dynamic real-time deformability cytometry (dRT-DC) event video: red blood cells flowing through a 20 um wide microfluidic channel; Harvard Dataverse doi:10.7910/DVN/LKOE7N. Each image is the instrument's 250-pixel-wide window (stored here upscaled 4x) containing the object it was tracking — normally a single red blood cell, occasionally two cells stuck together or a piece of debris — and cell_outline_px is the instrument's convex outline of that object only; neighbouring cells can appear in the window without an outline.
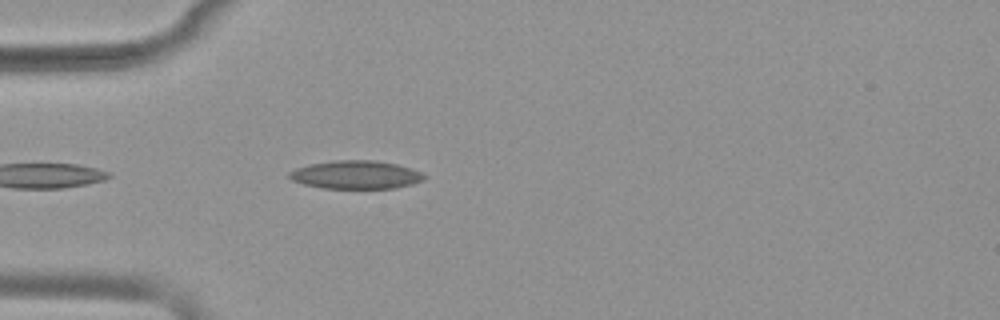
{"species": "common noctule bat (a hibernating species)", "species_latin": "Nyctalus noctula", "temperature_condition": "warm", "stored_images_in_passage": 17, "camera_frame_rate_fps": 3000, "um_per_image_px": 0.085, "animal": {"sex": "female", "body_mass_g": 19.9}, "frame": {"image": 1, "passage_image": 3, "time_ms": 0.667, "image_size_px": [1000, 320], "cell_outline_px": [[428, 176], [424, 180], [412, 184], [396, 188], [324, 188], [304, 184], [292, 180], [288, 176], [288, 172], [296, 168], [308, 164], [332, 160], [376, 160], [396, 164], [412, 168]], "centroid_in_image_um": [30.26, 14.84], "position_along_channel_um": 54.7, "area_um2": 22.37}}
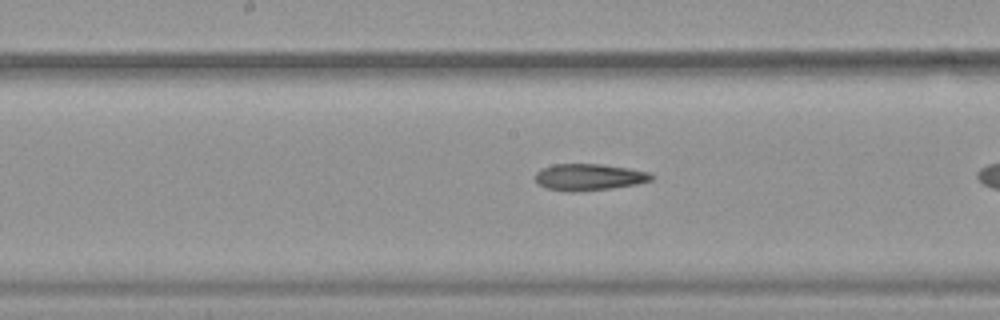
{"frame": {"image": 2, "passage_image": 12, "time_ms": 3.667, "image_size_px": [1000, 320], "cell_outline_px": [[656, 176], [652, 180], [636, 184], [612, 188], [572, 192], [568, 192], [548, 188], [540, 184], [536, 180], [536, 172], [540, 168], [552, 164], [600, 164], [628, 168], [648, 172]], "centroid_in_image_um": [50.07, 15.04], "position_along_channel_um": 198.1, "area_um2": 17.98}}
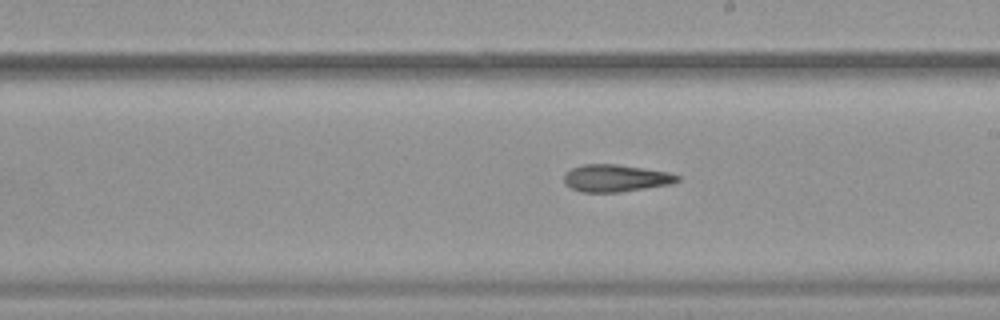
{"frame": {"image": 3, "passage_image": 15, "time_ms": 4.667, "image_size_px": [1000, 320], "cell_outline_px": [[680, 180], [672, 184], [620, 192], [584, 192], [572, 188], [564, 184], [564, 172], [572, 168], [584, 164], [616, 164], [668, 172], [680, 176]], "centroid_in_image_um": [52.33, 15.14], "position_along_channel_um": 236.7, "area_um2": 17.98}}